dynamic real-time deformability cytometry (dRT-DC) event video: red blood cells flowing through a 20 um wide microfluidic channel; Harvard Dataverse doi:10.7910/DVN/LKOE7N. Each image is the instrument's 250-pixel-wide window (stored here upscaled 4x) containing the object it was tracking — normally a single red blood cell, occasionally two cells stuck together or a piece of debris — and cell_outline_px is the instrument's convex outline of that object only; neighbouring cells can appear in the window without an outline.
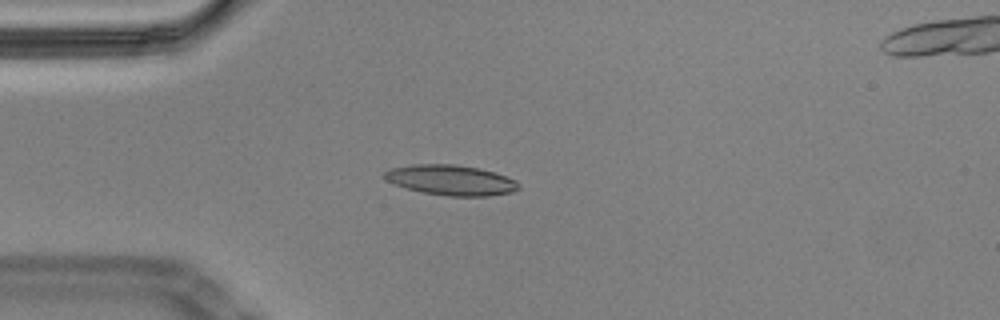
{"species": "Egyptian fruit bat (a non-hibernating species)", "species_latin": "Rousettus aegyptiacus", "temperature_condition": "cold", "stored_images_in_passage": 51, "camera_frame_rate_fps": 3000, "um_per_image_px": 0.085, "animal": {"sex": "male"}, "frame": {"image": 1, "passage_image": 12, "time_ms": 3.667, "image_size_px": [1000, 320], "cell_outline_px": [[520, 188], [512, 192], [488, 196], [448, 196], [424, 192], [408, 188], [384, 180], [384, 172], [392, 168], [412, 164], [452, 164], [476, 168], [496, 172], [516, 180], [520, 184]], "centroid_in_image_um": [38.36, 15.31], "position_along_channel_um": 46.6, "area_um2": 23.52}}
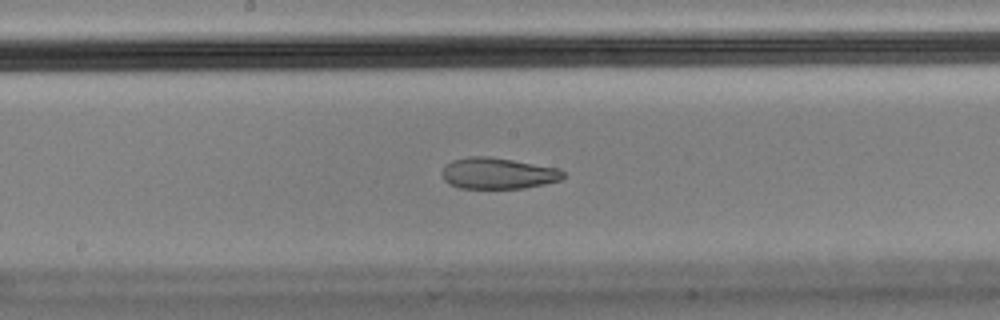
{"frame": {"image": 2, "passage_image": 27, "time_ms": 8.667, "image_size_px": [1000, 320], "cell_outline_px": [[564, 176], [560, 180], [544, 184], [524, 188], [460, 188], [444, 180], [440, 172], [452, 160], [468, 156], [488, 156], [560, 168], [564, 172]], "centroid_in_image_um": [42.33, 14.73], "position_along_channel_um": 205.9, "area_um2": 21.96}}
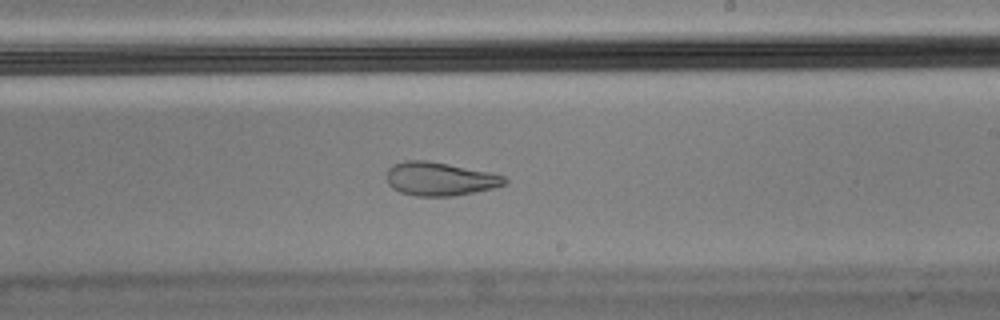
{"frame": {"image": 3, "passage_image": 31, "time_ms": 10.0, "image_size_px": [1000, 320], "cell_outline_px": [[508, 180], [504, 184], [492, 188], [452, 196], [416, 196], [400, 192], [392, 188], [388, 184], [388, 168], [392, 164], [404, 160], [424, 160], [448, 164], [492, 172], [504, 176]], "centroid_in_image_um": [37.37, 15.2], "position_along_channel_um": 251.6, "area_um2": 22.95}, "authors_computed_cell_mechanics": {"area_um2": 23.0044, "velocity_mm_per_s": 3.4459, "shape_relaxation_time_tau1_ms": null, "shape_relaxation_time_tau2_ms": 2.1122, "deformation_change_tau1": null, "deformation_change_tau2": 0.0796}}